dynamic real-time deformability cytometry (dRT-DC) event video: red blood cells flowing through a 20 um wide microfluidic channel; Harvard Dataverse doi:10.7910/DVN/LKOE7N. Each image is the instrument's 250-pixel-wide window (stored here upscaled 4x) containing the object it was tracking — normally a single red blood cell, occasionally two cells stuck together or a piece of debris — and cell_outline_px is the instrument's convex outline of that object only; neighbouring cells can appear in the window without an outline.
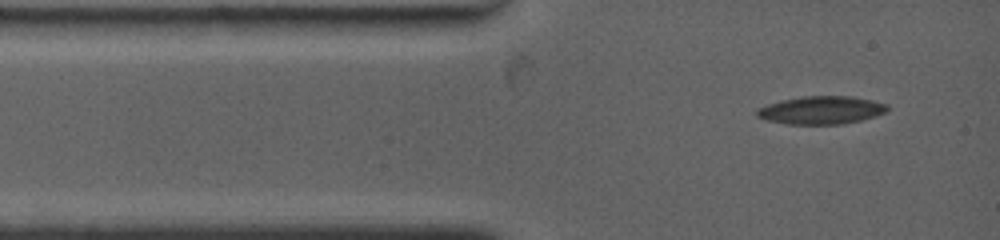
{"species": "common noctule bat (a hibernating species)", "species_latin": "Nyctalus noctula", "temperature_condition": "warm", "stored_images_in_passage": 10, "camera_frame_rate_fps": 4500, "um_per_image_px": 0.085, "animal": {"sex": "female", "body_mass_g": 19.0, "forearm_length_mm": 53.3}, "frame": {"image": 1, "passage_image": 1, "time_ms": 0.0, "image_size_px": [1000, 240], "cell_outline_px": [[888, 108], [884, 112], [876, 116], [860, 120], [840, 124], [788, 124], [768, 120], [756, 116], [756, 108], [780, 100], [804, 96], [852, 96], [872, 100], [888, 104]], "centroid_in_image_um": [69.79, 9.35], "position_along_channel_um": 15.2, "area_um2": 21.21}}
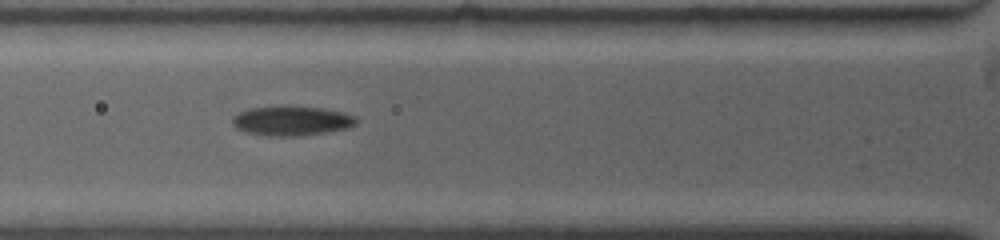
{"frame": {"image": 2, "passage_image": 6, "time_ms": 2.889, "image_size_px": [1000, 240], "cell_outline_px": [[356, 124], [348, 128], [324, 132], [296, 136], [268, 136], [244, 132], [236, 128], [232, 124], [232, 116], [248, 108], [284, 104], [288, 104], [324, 108], [344, 112], [356, 116]], "centroid_in_image_um": [24.75, 10.23], "position_along_channel_um": 101.0, "area_um2": 21.96}}
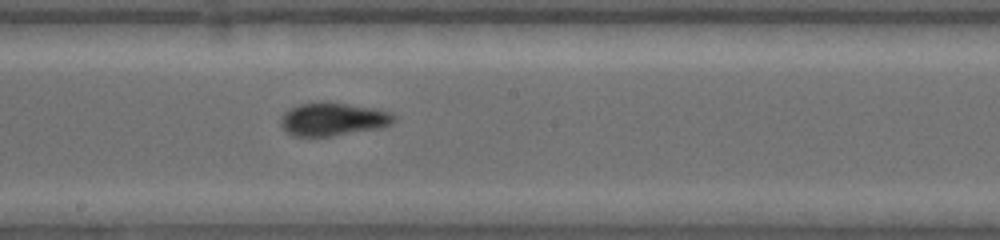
{"frame": {"image": 3, "passage_image": 10, "time_ms": 6.0, "image_size_px": [1000, 240], "cell_outline_px": [[396, 120], [392, 124], [384, 128], [332, 136], [292, 136], [280, 124], [280, 120], [284, 112], [300, 104], [320, 100], [328, 100], [372, 108], [388, 112], [396, 116]], "centroid_in_image_um": [28.33, 10.12], "position_along_channel_um": 219.9, "area_um2": 22.25}}